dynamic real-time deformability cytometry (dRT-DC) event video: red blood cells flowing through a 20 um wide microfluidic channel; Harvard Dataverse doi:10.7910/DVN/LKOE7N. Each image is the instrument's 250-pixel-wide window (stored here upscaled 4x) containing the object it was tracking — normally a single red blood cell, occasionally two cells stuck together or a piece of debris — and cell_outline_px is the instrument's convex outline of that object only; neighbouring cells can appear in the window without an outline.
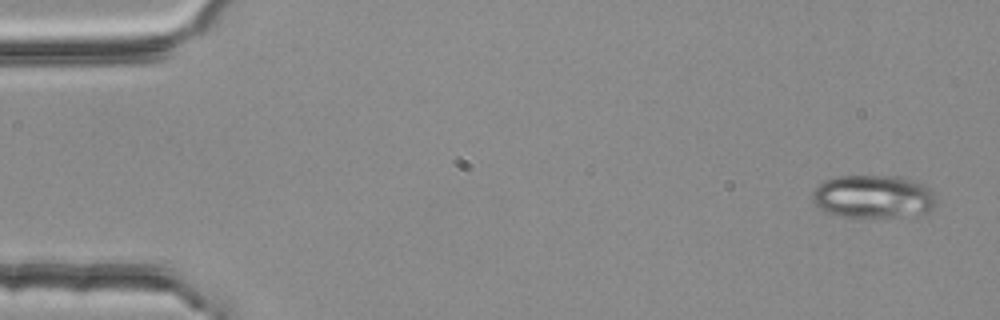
{"species": "common noctule bat (a hibernating species)", "species_latin": "Nyctalus noctula", "temperature_condition": "room temperature", "stored_images_in_passage": 4, "camera_frame_rate_fps": 3000, "um_per_image_px": 0.085, "animal": {"sex": "female", "body_mass_g": 25.1}, "frame": {"image": 1, "passage_image": 1, "time_ms": 0.0, "image_size_px": [1000, 320], "cell_outline_px": [[936, 204], [928, 212], [916, 216], [840, 216], [824, 212], [812, 200], [812, 192], [824, 180], [836, 176], [900, 176], [916, 180], [924, 184], [936, 192]], "centroid_in_image_um": [74.29, 16.69], "position_along_channel_um": 10.7, "area_um2": 31.44}}